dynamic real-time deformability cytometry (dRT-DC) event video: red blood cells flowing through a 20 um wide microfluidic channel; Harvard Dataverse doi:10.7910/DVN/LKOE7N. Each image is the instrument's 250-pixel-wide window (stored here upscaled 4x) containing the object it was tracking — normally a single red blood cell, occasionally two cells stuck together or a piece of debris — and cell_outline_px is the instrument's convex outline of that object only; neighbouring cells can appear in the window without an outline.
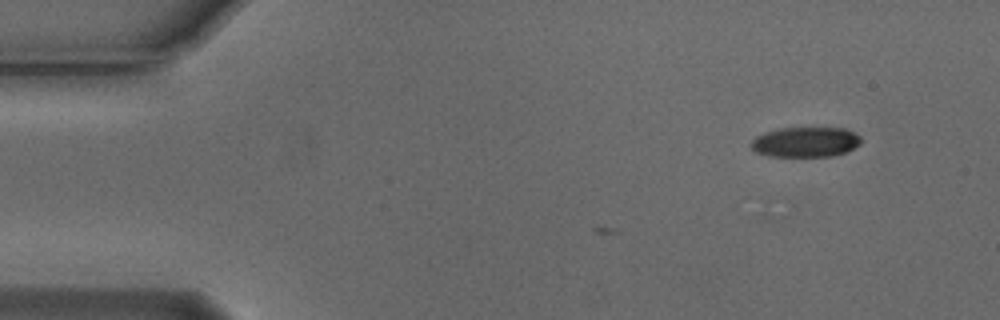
{"species": "Egyptian fruit bat (a non-hibernating species)", "species_latin": "Rousettus aegyptiacus", "temperature_condition": "cold", "stored_images_in_passage": 3, "camera_frame_rate_fps": 3000, "um_per_image_px": 0.085, "animal": {"sex": "male"}, "frame": {"image": 1, "passage_image": 1, "time_ms": 0.0, "image_size_px": [1000, 320], "cell_outline_px": [[860, 144], [844, 152], [832, 156], [768, 156], [756, 152], [748, 144], [756, 136], [764, 132], [780, 128], [844, 128], [860, 136]], "centroid_in_image_um": [68.41, 12.07], "position_along_channel_um": 16.6, "area_um2": 19.19}}